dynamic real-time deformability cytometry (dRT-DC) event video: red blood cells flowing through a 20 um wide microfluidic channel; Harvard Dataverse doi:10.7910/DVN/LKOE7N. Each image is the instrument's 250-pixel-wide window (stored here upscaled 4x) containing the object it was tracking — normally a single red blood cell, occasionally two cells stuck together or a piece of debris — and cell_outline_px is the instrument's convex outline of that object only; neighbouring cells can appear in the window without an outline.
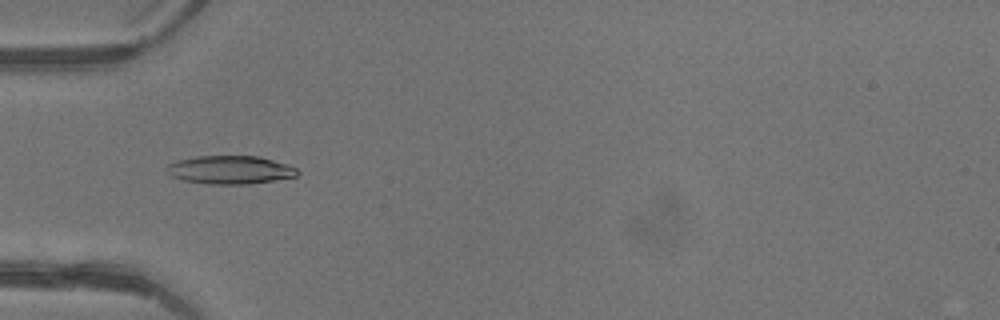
{"species": "common noctule bat (a hibernating species)", "species_latin": "Nyctalus noctula", "temperature_condition": "warm", "stored_images_in_passage": 4, "camera_frame_rate_fps": 3000, "um_per_image_px": 0.085, "animal": {"sex": "female"}, "frame": {"image": 1, "passage_image": 4, "time_ms": 1.0, "image_size_px": [1000, 320], "cell_outline_px": [[300, 172], [296, 176], [248, 184], [208, 184], [184, 180], [172, 176], [164, 168], [168, 164], [176, 160], [196, 156], [260, 156], [288, 164], [296, 168]], "centroid_in_image_um": [19.55, 14.42], "position_along_channel_um": 65.5, "area_um2": 21.56}}